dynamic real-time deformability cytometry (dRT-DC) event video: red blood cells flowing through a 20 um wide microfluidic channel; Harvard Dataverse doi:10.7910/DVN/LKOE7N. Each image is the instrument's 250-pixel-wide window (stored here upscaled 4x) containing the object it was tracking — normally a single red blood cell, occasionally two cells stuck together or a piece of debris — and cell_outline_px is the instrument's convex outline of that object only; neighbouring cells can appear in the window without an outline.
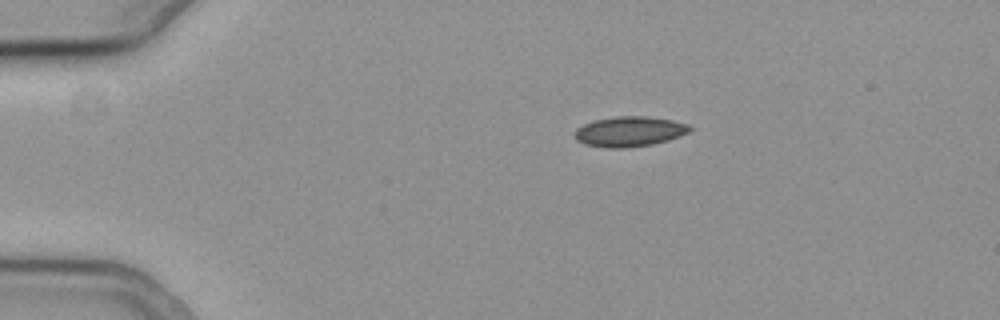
{"species": "common noctule bat (a hibernating species)", "species_latin": "Nyctalus noctula", "temperature_condition": "cold", "stored_images_in_passage": 37, "camera_frame_rate_fps": 3000, "um_per_image_px": 0.085, "animal": {"sex": "female", "body_mass_g": 19.3, "forearm_length_mm": 54.1}, "frame": {"image": 1, "passage_image": 1, "time_ms": 0.0, "image_size_px": [1000, 320], "cell_outline_px": [[692, 128], [688, 132], [680, 136], [668, 140], [652, 144], [628, 148], [604, 148], [584, 144], [576, 140], [576, 128], [584, 124], [596, 120], [616, 116], [648, 116], [672, 120], [688, 124]], "centroid_in_image_um": [53.51, 11.18], "position_along_channel_um": 31.5, "area_um2": 20.23}}
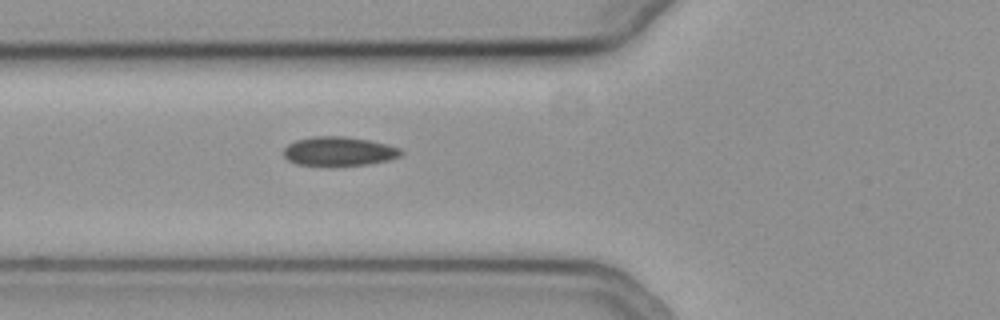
{"frame": {"image": 2, "passage_image": 11, "time_ms": 3.333, "image_size_px": [1000, 320], "cell_outline_px": [[404, 152], [400, 156], [388, 160], [368, 164], [336, 168], [324, 168], [296, 164], [288, 160], [284, 156], [284, 148], [288, 144], [296, 140], [312, 136], [344, 136], [368, 140], [400, 148]], "centroid_in_image_um": [28.76, 12.91], "position_along_channel_um": 97.0, "area_um2": 20.63}}
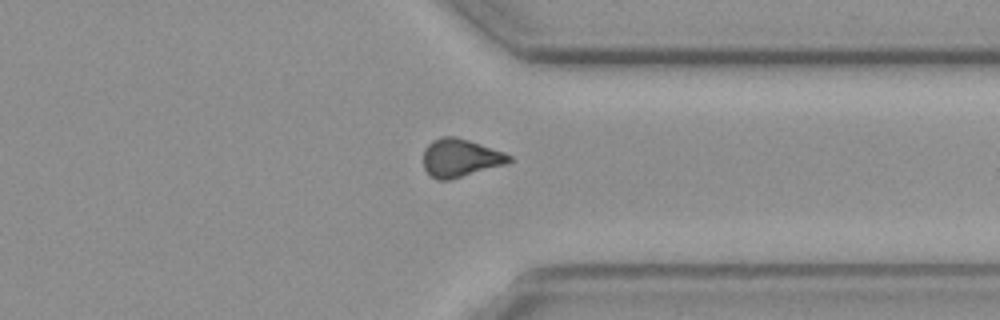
{"frame": {"image": 3, "passage_image": 33, "time_ms": 10.667, "image_size_px": [1000, 320], "cell_outline_px": [[512, 160], [508, 164], [452, 180], [436, 180], [424, 168], [424, 148], [432, 140], [440, 136], [456, 136], [504, 152], [512, 156]], "centroid_in_image_um": [39.14, 13.43], "position_along_channel_um": 372.3, "area_um2": 19.31}, "authors_computed_cell_mechanics": {"area_um2": 19.7676, "velocity_mm_per_s": 3.7649, "shape_relaxation_time_tau1_ms": null, "shape_relaxation_time_tau2_ms": 8.8463, "deformation_change_tau1": null, "deformation_change_tau2": 0.1129}}